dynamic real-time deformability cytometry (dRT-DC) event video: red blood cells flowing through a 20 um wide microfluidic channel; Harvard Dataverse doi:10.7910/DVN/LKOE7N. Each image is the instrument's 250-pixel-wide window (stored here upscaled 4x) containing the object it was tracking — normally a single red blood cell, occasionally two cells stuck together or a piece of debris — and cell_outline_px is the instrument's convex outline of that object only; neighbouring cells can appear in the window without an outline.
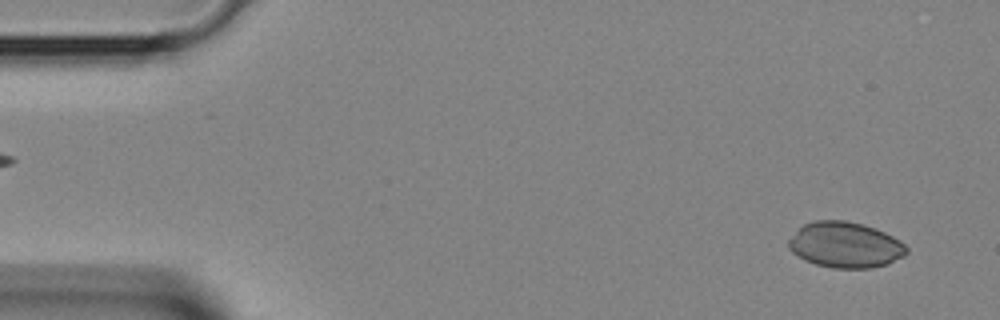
{"species": "Egyptian fruit bat (a non-hibernating species)", "species_latin": "Rousettus aegyptiacus", "temperature_condition": "room temperature", "stored_images_in_passage": 4, "camera_frame_rate_fps": 3000, "um_per_image_px": 0.085, "animal": {"sex": "female"}, "frame": {"image": 1, "passage_image": 1, "time_ms": 0.0, "image_size_px": [1000, 320], "cell_outline_px": [[908, 252], [904, 256], [888, 264], [872, 268], [832, 268], [816, 264], [804, 260], [792, 252], [788, 248], [788, 240], [804, 224], [812, 220], [844, 220], [864, 224], [876, 228], [900, 240], [908, 248]], "centroid_in_image_um": [71.86, 20.81], "position_along_channel_um": 13.1, "area_um2": 31.62}}